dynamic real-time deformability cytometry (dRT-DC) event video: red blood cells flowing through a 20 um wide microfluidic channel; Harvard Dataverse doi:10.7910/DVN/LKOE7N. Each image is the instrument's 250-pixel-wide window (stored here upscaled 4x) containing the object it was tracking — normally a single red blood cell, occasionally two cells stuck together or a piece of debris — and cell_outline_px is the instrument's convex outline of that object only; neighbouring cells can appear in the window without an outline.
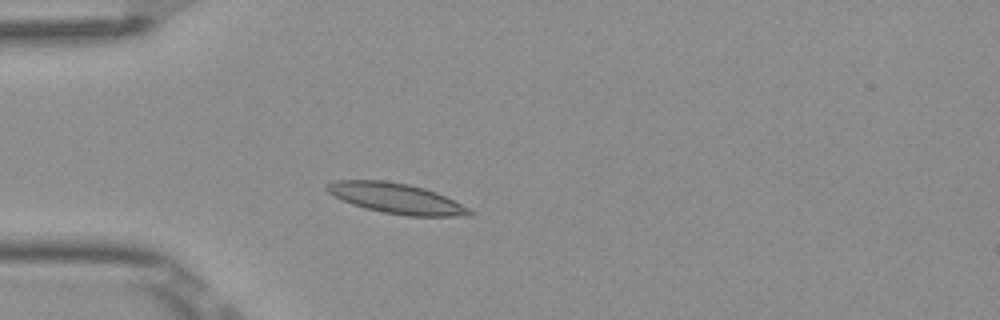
{"species": "Egyptian fruit bat (a non-hibernating species)", "species_latin": "Rousettus aegyptiacus", "temperature_condition": "room temperature", "stored_images_in_passage": 5, "camera_frame_rate_fps": 3000, "um_per_image_px": 0.085, "frame": {"image": 1, "passage_image": 4, "time_ms": 1.0, "image_size_px": [1000, 320], "cell_outline_px": [[476, 212], [472, 216], [408, 216], [384, 212], [364, 208], [352, 204], [332, 196], [324, 188], [324, 184], [336, 180], [384, 180], [408, 184], [424, 188], [436, 192]], "centroid_in_image_um": [33.64, 16.86], "position_along_channel_um": 51.4, "area_um2": 25.26}}